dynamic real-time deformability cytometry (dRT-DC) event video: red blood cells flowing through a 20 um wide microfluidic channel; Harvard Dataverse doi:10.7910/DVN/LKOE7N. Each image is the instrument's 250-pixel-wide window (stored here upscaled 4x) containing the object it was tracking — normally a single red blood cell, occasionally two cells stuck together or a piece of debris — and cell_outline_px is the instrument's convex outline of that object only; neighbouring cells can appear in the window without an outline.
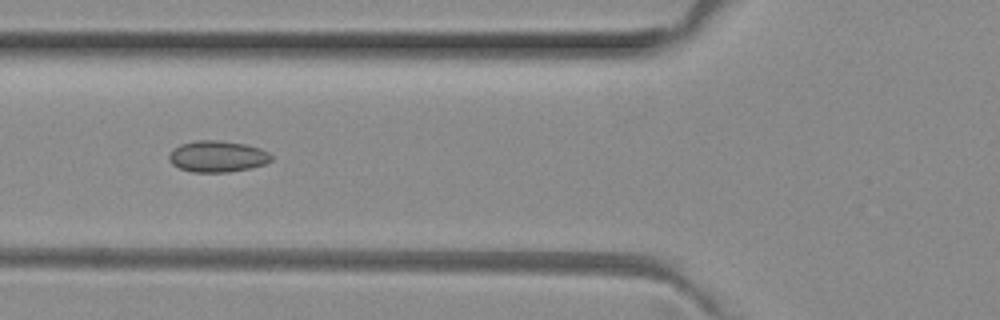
{"species": "common noctule bat (a hibernating species)", "species_latin": "Nyctalus noctula", "temperature_condition": "room temperature", "stored_images_in_passage": 5, "camera_frame_rate_fps": 3000, "um_per_image_px": 0.085, "animal": {"sex": "female", "body_mass_g": 29.2, "forearm_length_mm": 56.3}, "frame": {"image": 1, "passage_image": 3, "time_ms": 0.667, "image_size_px": [1000, 320], "cell_outline_px": [[272, 160], [264, 164], [252, 168], [228, 172], [192, 172], [180, 168], [172, 164], [168, 160], [168, 156], [180, 144], [196, 140], [216, 140], [244, 144], [260, 148], [268, 152], [272, 156]], "centroid_in_image_um": [18.49, 13.3], "position_along_channel_um": 107.3, "area_um2": 18.61}}
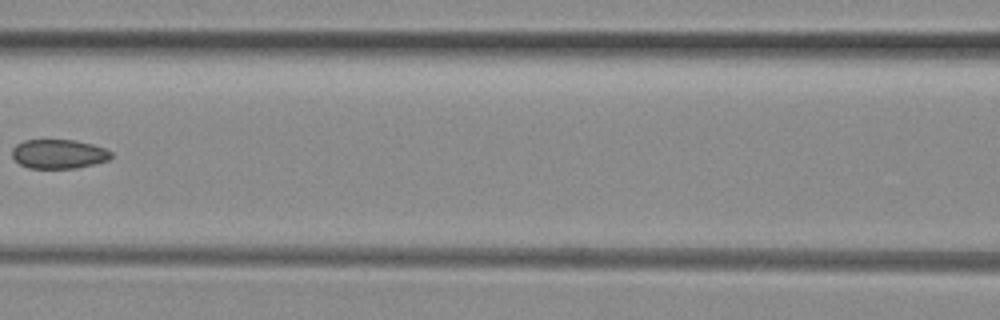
{"frame": {"image": 2, "passage_image": 4, "time_ms": 1.0, "image_size_px": [1000, 320], "cell_outline_px": [[112, 156], [108, 160], [76, 168], [28, 168], [20, 164], [12, 156], [12, 148], [16, 144], [24, 140], [72, 140], [92, 144], [104, 148], [112, 152]], "centroid_in_image_um": [4.97, 13.08], "position_along_channel_um": 161.6, "area_um2": 16.76}}
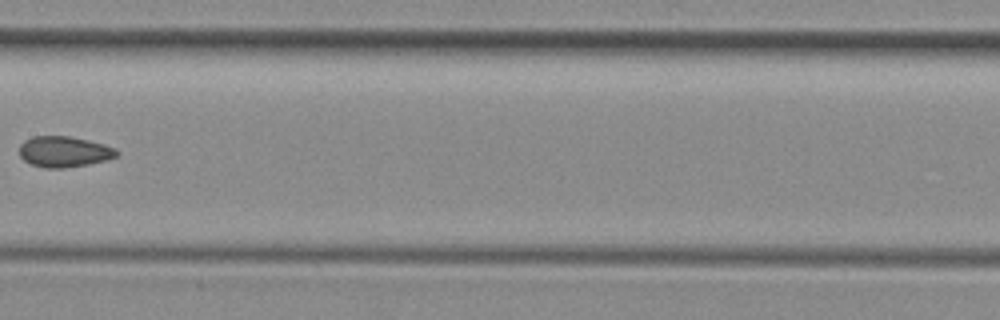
{"frame": {"image": 3, "passage_image": 5, "time_ms": 1.333, "image_size_px": [1000, 320], "cell_outline_px": [[120, 152], [116, 156], [108, 160], [88, 164], [64, 168], [44, 168], [32, 164], [24, 160], [20, 156], [20, 144], [24, 140], [32, 136], [68, 136], [88, 140], [104, 144], [116, 148]], "centroid_in_image_um": [5.46, 12.89], "position_along_channel_um": 201.9, "area_um2": 17.57}}